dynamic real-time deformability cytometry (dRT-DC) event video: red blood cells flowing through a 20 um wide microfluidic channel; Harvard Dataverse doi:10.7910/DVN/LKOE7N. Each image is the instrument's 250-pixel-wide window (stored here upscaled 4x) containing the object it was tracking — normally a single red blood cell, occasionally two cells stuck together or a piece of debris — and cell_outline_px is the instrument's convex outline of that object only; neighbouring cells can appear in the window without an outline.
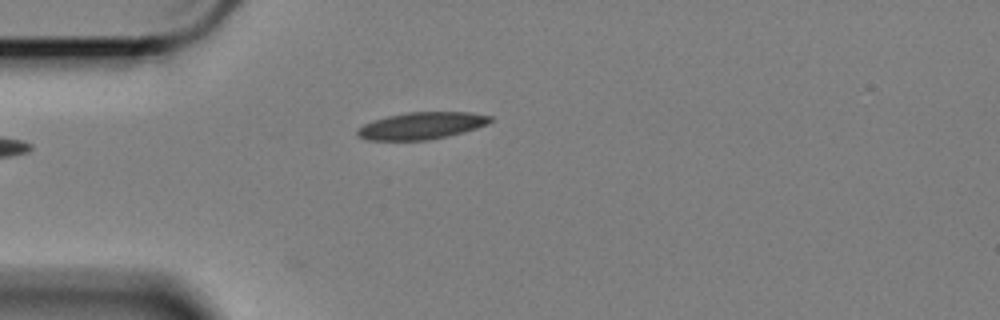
{"species": "Egyptian fruit bat (a non-hibernating species)", "species_latin": "Rousettus aegyptiacus", "temperature_condition": "cold", "stored_images_in_passage": 2, "camera_frame_rate_fps": 3000, "um_per_image_px": 0.085, "animal": {"sex": "female"}, "frame": {"image": 1, "passage_image": 2, "time_ms": 0.333, "image_size_px": [1000, 320], "cell_outline_px": [[492, 120], [488, 124], [464, 132], [448, 136], [428, 140], [368, 140], [360, 136], [356, 132], [364, 124], [372, 120], [388, 116], [408, 112], [472, 112], [492, 116]], "centroid_in_image_um": [35.87, 10.68], "position_along_channel_um": 49.1, "area_um2": 20.87}}